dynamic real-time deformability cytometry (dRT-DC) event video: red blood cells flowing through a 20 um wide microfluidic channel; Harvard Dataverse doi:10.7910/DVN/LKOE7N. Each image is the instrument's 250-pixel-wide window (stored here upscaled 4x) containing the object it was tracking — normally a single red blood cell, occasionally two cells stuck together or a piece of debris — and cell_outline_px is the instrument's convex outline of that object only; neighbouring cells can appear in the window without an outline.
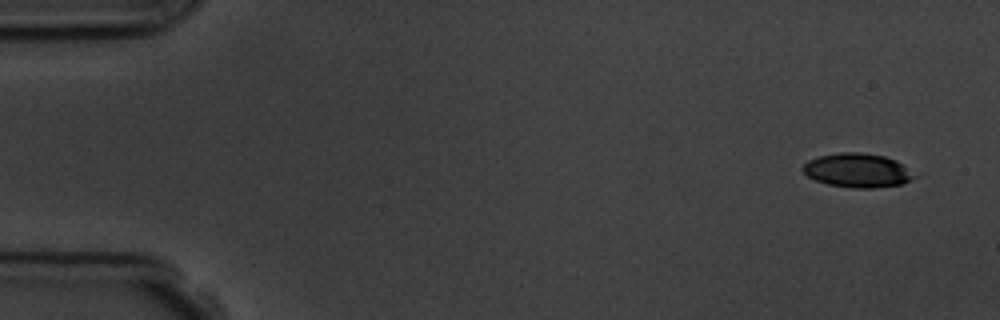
{"species": "common noctule bat (a hibernating species)", "species_latin": "Nyctalus noctula", "temperature_condition": "room temperature", "stored_images_in_passage": 4, "camera_frame_rate_fps": 3000, "um_per_image_px": 0.085, "animal": {"sex": "male", "body_mass_g": 19.5, "forearm_length_mm": 54.6}, "frame": {"image": 1, "passage_image": 1, "time_ms": 0.0, "image_size_px": [1000, 320], "cell_outline_px": [[916, 176], [900, 184], [872, 188], [852, 188], [828, 184], [816, 180], [808, 176], [800, 168], [808, 160], [820, 156], [840, 152], [860, 152], [884, 156], [896, 160]], "centroid_in_image_um": [72.83, 14.47], "position_along_channel_um": 12.2, "area_um2": 21.79}}